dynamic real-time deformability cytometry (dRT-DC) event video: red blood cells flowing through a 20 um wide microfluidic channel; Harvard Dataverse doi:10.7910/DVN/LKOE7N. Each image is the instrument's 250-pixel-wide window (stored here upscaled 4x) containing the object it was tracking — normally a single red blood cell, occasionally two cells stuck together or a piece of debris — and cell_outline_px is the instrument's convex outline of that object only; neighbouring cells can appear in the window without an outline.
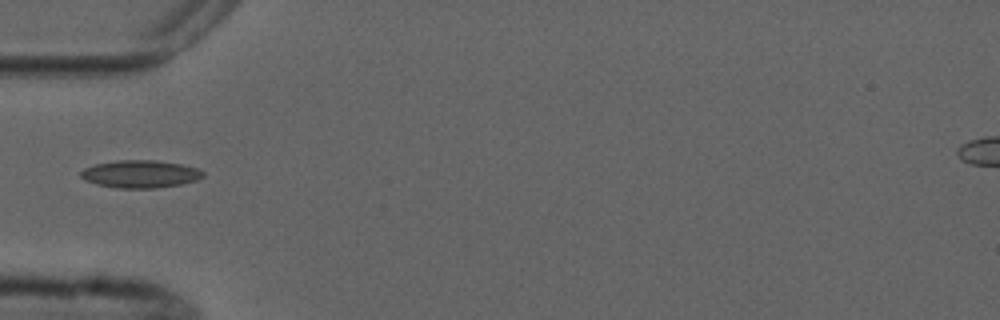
{"species": "common noctule bat (a hibernating species)", "species_latin": "Nyctalus noctula", "temperature_condition": "cold", "stored_images_in_passage": 2, "camera_frame_rate_fps": 3000, "um_per_image_px": 0.085, "animal": {"sex": "male", "forearm_length_mm": 52.5}, "frame": {"image": 1, "passage_image": 2, "time_ms": 1.0, "image_size_px": [1000, 320], "cell_outline_px": [[204, 176], [196, 180], [180, 184], [156, 188], [120, 188], [96, 184], [80, 176], [80, 172], [84, 168], [96, 164], [116, 160], [156, 160], [180, 164], [196, 168], [204, 172]], "centroid_in_image_um": [11.93, 14.78], "position_along_channel_um": 73.1, "area_um2": 19.48}}